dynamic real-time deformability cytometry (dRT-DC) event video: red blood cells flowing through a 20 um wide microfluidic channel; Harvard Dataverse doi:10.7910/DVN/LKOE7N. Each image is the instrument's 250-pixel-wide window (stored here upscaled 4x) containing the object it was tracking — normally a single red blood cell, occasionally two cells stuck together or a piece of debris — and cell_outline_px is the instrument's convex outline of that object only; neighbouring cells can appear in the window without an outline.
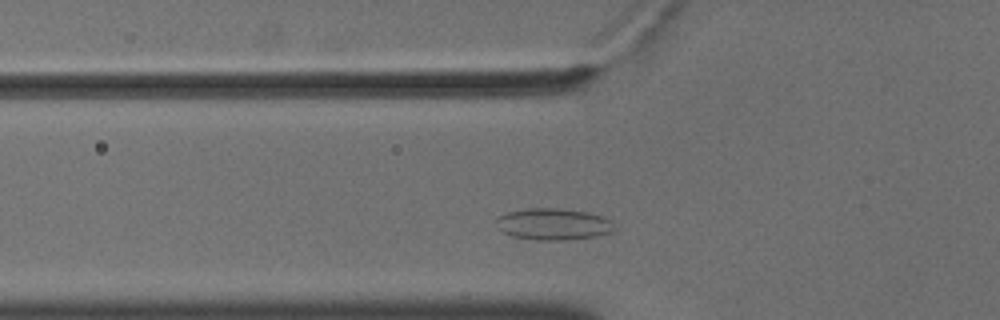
{"species": "common noctule bat (a hibernating species)", "species_latin": "Nyctalus noctula", "temperature_condition": "cold", "stored_images_in_passage": 35, "camera_frame_rate_fps": 3000, "um_per_image_px": 0.085, "animal": {"sex": "male", "body_mass_g": 18.8}, "frame": {"image": 1, "passage_image": 7, "time_ms": 2.0, "image_size_px": [1000, 320], "cell_outline_px": [[612, 232], [596, 236], [568, 240], [536, 240], [512, 236], [504, 232], [500, 228], [496, 220], [496, 216], [508, 212], [528, 208], [556, 208], [588, 212], [604, 216], [612, 220]], "centroid_in_image_um": [47.04, 19.05], "position_along_channel_um": 78.8, "area_um2": 21.73}}
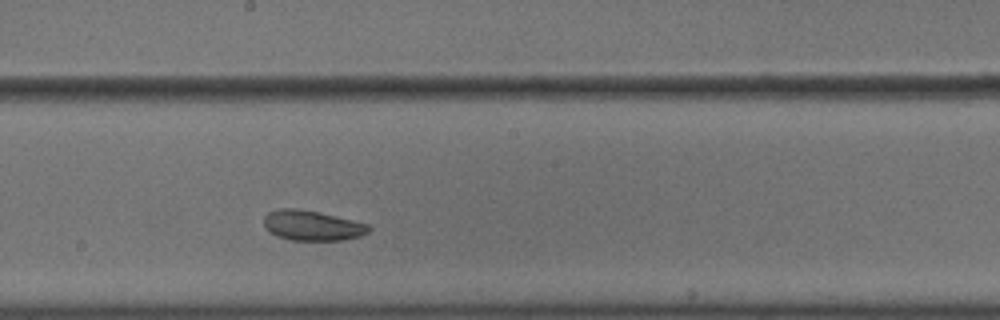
{"frame": {"image": 2, "passage_image": 19, "time_ms": 6.0, "image_size_px": [1000, 320], "cell_outline_px": [[372, 228], [368, 232], [360, 236], [344, 240], [292, 240], [276, 236], [268, 232], [264, 228], [264, 216], [268, 212], [280, 208], [296, 208], [320, 212], [368, 224]], "centroid_in_image_um": [26.5, 19.17], "position_along_channel_um": 221.7, "area_um2": 18.55}}
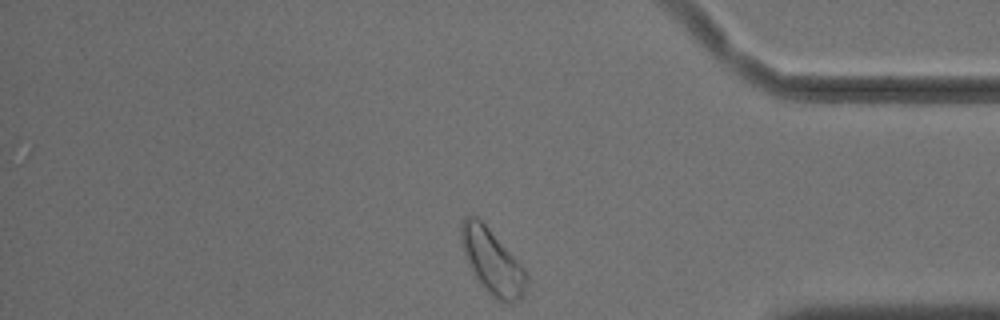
{"frame": {"image": 3, "passage_image": 35, "time_ms": 11.333, "image_size_px": [1000, 320], "cell_outline_px": [[528, 280], [524, 292], [520, 300], [512, 304], [504, 304], [492, 296], [484, 288], [472, 272], [464, 252], [460, 240], [460, 224], [464, 216], [476, 216], [488, 228], [524, 268]], "centroid_in_image_um": [41.83, 22.27], "position_along_channel_um": 393.4, "area_um2": 24.51}, "authors_computed_cell_mechanics": {"area_um2": 19.363, "velocity_mm_per_s": 3.5693, "shape_relaxation_time_tau1_ms": null, "shape_relaxation_time_tau2_ms": 5.8563, "deformation_change_tau1": null, "deformation_change_tau2": 0.105}}